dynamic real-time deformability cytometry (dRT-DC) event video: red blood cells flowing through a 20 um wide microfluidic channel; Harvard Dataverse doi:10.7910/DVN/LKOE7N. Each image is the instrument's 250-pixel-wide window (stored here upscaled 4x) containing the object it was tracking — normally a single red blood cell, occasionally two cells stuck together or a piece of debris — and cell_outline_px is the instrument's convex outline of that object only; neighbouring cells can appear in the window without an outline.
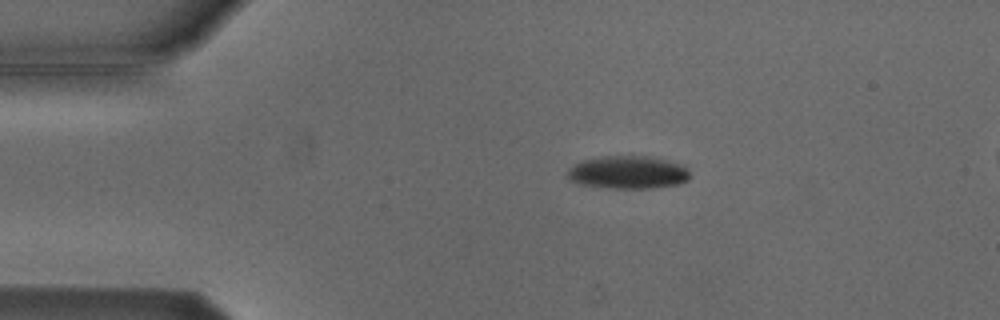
{"species": "Egyptian fruit bat (a non-hibernating species)", "species_latin": "Rousettus aegyptiacus", "temperature_condition": "cold", "stored_images_in_passage": 3, "camera_frame_rate_fps": 3000, "um_per_image_px": 0.085, "animal": {"sex": "male"}, "frame": {"image": 1, "passage_image": 1, "time_ms": 0.0, "image_size_px": [1000, 320], "cell_outline_px": [[688, 180], [680, 184], [648, 188], [608, 188], [580, 184], [568, 180], [568, 168], [584, 160], [604, 156], [648, 156], [668, 160], [684, 164], [688, 168]], "centroid_in_image_um": [53.4, 14.65], "position_along_channel_um": 31.6, "area_um2": 23.52}}